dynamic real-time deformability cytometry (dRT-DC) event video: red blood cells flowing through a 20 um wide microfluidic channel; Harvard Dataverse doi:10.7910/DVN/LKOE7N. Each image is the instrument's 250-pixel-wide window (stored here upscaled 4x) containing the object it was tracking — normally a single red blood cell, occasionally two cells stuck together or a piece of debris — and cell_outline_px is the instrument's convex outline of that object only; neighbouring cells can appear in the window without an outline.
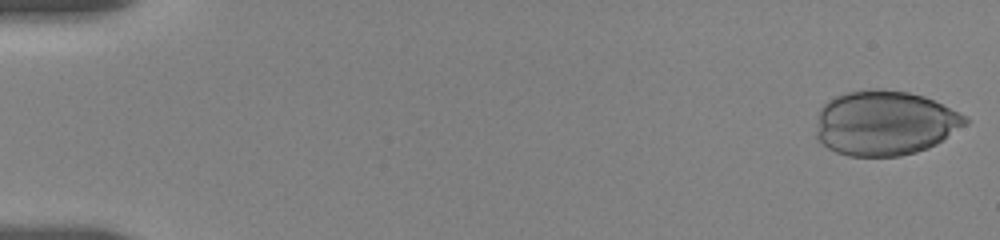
{"species": "human", "species_latin": "Homo sapiens", "temperature_condition": "room temperature", "stored_images_in_passage": 25, "camera_frame_rate_fps": 3000, "um_per_image_px": 0.085, "donor": {"sex": "female"}, "frame": {"image": 1, "passage_image": 1, "time_ms": 0.0, "image_size_px": [1000, 240], "cell_outline_px": [[968, 124], [936, 144], [928, 148], [916, 152], [900, 156], [848, 156], [836, 152], [828, 148], [816, 136], [816, 120], [820, 108], [832, 96], [848, 92], [872, 88], [908, 92], [924, 96], [964, 116], [968, 120]], "centroid_in_image_um": [75.17, 10.46], "position_along_channel_um": 9.8, "area_um2": 56.24}}
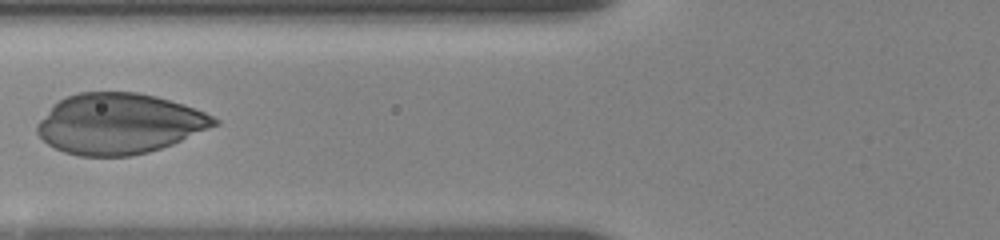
{"frame": {"image": 2, "passage_image": 19, "time_ms": 7.0, "image_size_px": [1000, 240], "cell_outline_px": [[220, 124], [172, 144], [148, 152], [128, 156], [80, 156], [64, 152], [48, 144], [36, 132], [36, 124], [52, 104], [68, 96], [80, 92], [136, 92], [156, 96], [184, 104], [204, 112], [220, 120]], "centroid_in_image_um": [10.12, 10.51], "position_along_channel_um": 115.7, "area_um2": 62.42}}
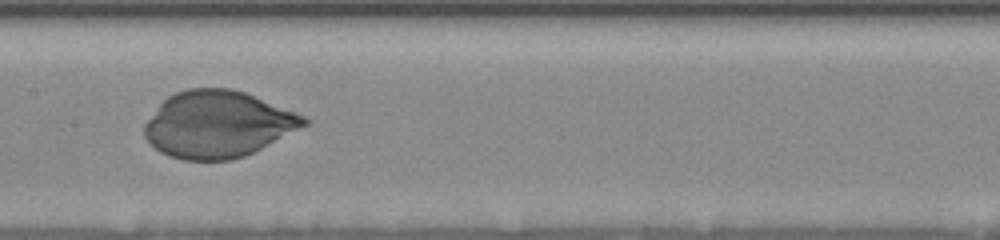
{"frame": {"image": 3, "passage_image": 22, "time_ms": 9.0, "image_size_px": [1000, 240], "cell_outline_px": [[308, 124], [244, 156], [232, 160], [184, 160], [168, 156], [160, 152], [144, 136], [144, 124], [160, 104], [168, 96], [176, 92], [188, 88], [232, 88], [244, 92], [296, 112], [304, 116], [308, 120]], "centroid_in_image_um": [18.49, 10.56], "position_along_channel_um": 188.9, "area_um2": 61.44}}